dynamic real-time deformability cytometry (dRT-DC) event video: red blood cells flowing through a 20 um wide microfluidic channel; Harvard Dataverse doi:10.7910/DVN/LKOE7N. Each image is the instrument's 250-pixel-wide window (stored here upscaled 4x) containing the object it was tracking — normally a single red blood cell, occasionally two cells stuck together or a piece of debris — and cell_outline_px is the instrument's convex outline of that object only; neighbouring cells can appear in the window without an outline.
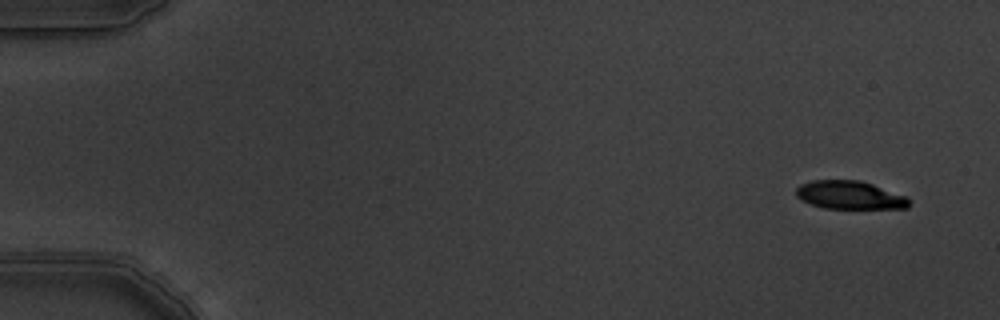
{"species": "common noctule bat (a hibernating species)", "species_latin": "Nyctalus noctula", "temperature_condition": "warm", "stored_images_in_passage": 5, "camera_frame_rate_fps": 3000, "um_per_image_px": 0.085, "animal": {"sex": "male", "body_mass_g": 19.5, "forearm_length_mm": 54.6}, "frame": {"image": 1, "passage_image": 1, "time_ms": 0.0, "image_size_px": [1000, 320], "cell_outline_px": [[908, 208], [824, 208], [812, 204], [796, 196], [796, 188], [800, 184], [812, 180], [860, 180], [872, 184], [904, 196], [908, 200]], "centroid_in_image_um": [72.18, 16.57], "position_along_channel_um": 12.8, "area_um2": 18.21}}
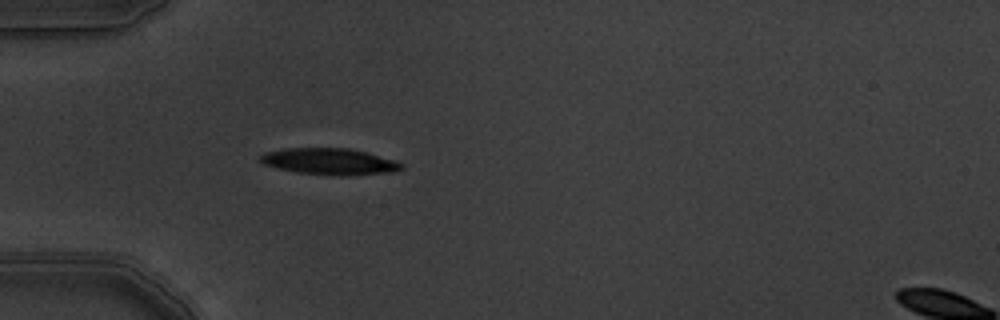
{"frame": {"image": 2, "passage_image": 5, "time_ms": 1.333, "image_size_px": [1000, 320], "cell_outline_px": [[404, 168], [396, 172], [340, 176], [336, 176], [296, 172], [264, 164], [260, 160], [260, 156], [264, 152], [288, 148], [348, 148], [396, 160], [404, 164]], "centroid_in_image_um": [28.06, 13.73], "position_along_channel_um": 56.9, "area_um2": 21.73}}